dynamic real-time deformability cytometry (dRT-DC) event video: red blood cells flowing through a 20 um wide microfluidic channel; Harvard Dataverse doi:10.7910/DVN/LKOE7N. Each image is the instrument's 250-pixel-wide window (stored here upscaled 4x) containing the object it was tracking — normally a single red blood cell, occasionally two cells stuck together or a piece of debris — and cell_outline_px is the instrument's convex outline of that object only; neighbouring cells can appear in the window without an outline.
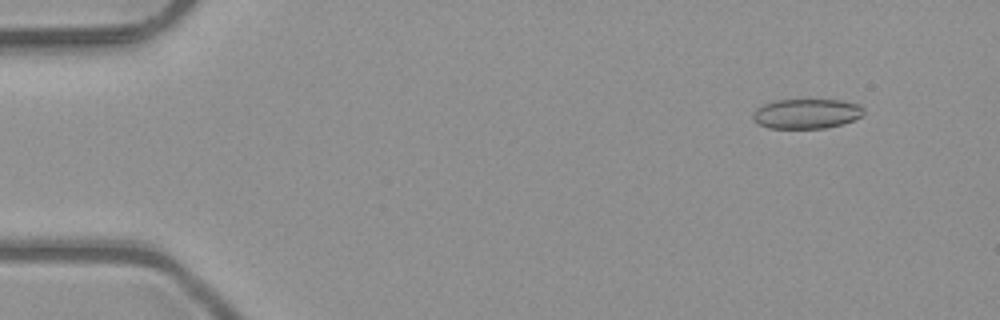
{"species": "common noctule bat (a hibernating species)", "species_latin": "Nyctalus noctula", "temperature_condition": "room temperature", "stored_images_in_passage": 4, "camera_frame_rate_fps": 3000, "um_per_image_px": 0.085, "animal": {"sex": "male", "body_mass_g": 23.1, "forearm_length_mm": 52.7}, "frame": {"image": 1, "passage_image": 1, "time_ms": 0.0, "image_size_px": [1000, 320], "cell_outline_px": [[864, 112], [860, 116], [844, 124], [824, 128], [768, 128], [756, 124], [752, 120], [752, 112], [756, 108], [772, 100], [840, 100], [860, 104], [864, 108]], "centroid_in_image_um": [68.51, 9.66], "position_along_channel_um": 16.5, "area_um2": 19.48}}
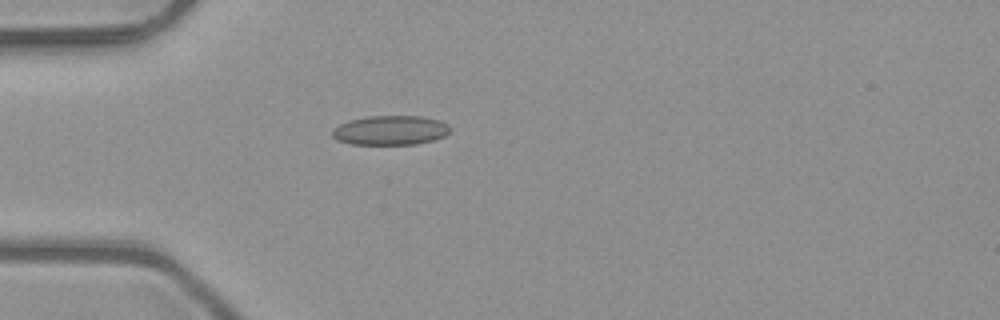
{"frame": {"image": 2, "passage_image": 4, "time_ms": 1.0, "image_size_px": [1000, 320], "cell_outline_px": [[452, 128], [444, 136], [432, 140], [416, 144], [352, 144], [336, 140], [332, 136], [332, 128], [348, 120], [368, 116], [424, 116], [440, 120], [448, 124]], "centroid_in_image_um": [33.18, 11.06], "position_along_channel_um": 51.8, "area_um2": 20.35}}